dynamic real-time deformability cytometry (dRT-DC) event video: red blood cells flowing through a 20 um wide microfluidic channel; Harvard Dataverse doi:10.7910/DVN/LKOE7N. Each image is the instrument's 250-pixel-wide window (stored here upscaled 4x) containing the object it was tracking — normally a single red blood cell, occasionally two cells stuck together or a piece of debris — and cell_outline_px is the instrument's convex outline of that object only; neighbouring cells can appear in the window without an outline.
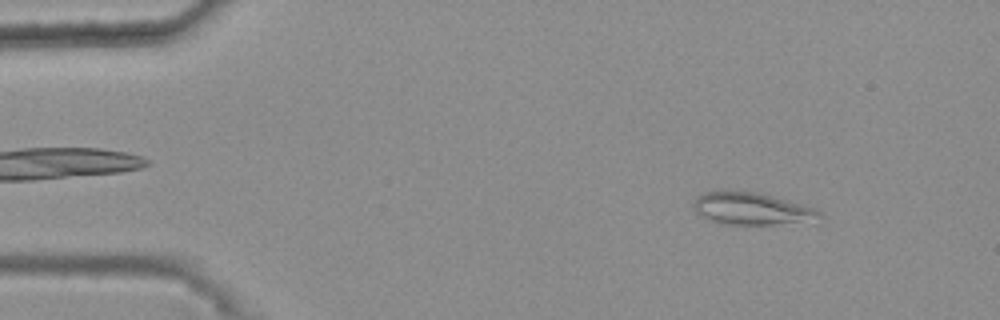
{"species": "common noctule bat (a hibernating species)", "species_latin": "Nyctalus noctula", "temperature_condition": "warm", "stored_images_in_passage": 46, "camera_frame_rate_fps": 3000, "um_per_image_px": 0.085, "animal": {"sex": "female", "body_mass_g": 25.1}, "frame": {"image": 1, "passage_image": 6, "time_ms": 1.667, "image_size_px": [1000, 320], "cell_outline_px": [[820, 216], [816, 224], [716, 224], [696, 212], [692, 208], [692, 204], [696, 196], [704, 192], [756, 192], [772, 196], [812, 208], [820, 212]], "centroid_in_image_um": [63.92, 17.79], "position_along_channel_um": 21.1, "area_um2": 23.7}}
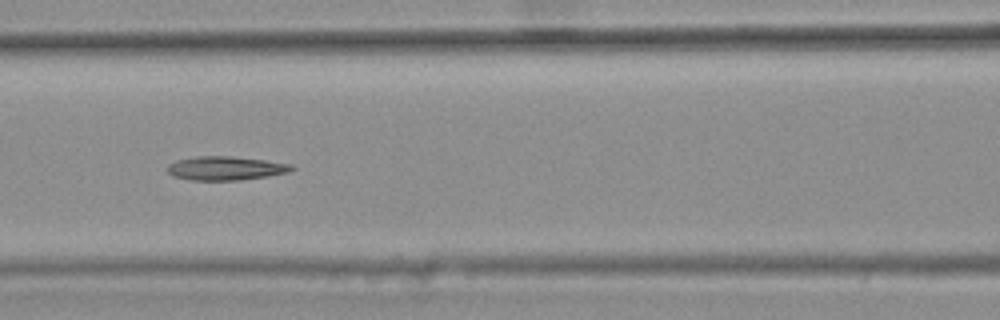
{"frame": {"image": 2, "passage_image": 23, "time_ms": 7.333, "image_size_px": [1000, 320], "cell_outline_px": [[296, 168], [288, 172], [268, 176], [240, 180], [192, 180], [172, 176], [168, 172], [168, 164], [176, 160], [196, 156], [232, 156], [264, 160], [292, 164]], "centroid_in_image_um": [19.18, 14.3], "position_along_channel_um": 147.4, "area_um2": 17.28}}
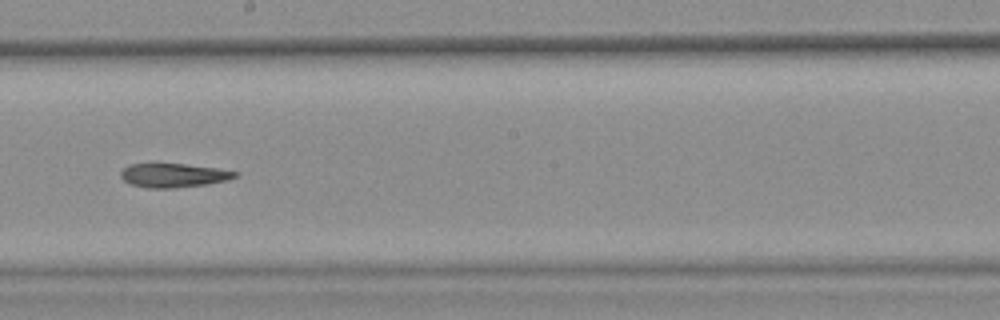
{"frame": {"image": 3, "passage_image": 30, "time_ms": 9.667, "image_size_px": [1000, 320], "cell_outline_px": [[240, 172], [236, 176], [228, 180], [208, 184], [176, 188], [148, 188], [132, 184], [124, 180], [120, 176], [120, 172], [128, 164], [156, 160], [216, 168]], "centroid_in_image_um": [14.69, 14.85], "position_along_channel_um": 233.5, "area_um2": 16.76}}